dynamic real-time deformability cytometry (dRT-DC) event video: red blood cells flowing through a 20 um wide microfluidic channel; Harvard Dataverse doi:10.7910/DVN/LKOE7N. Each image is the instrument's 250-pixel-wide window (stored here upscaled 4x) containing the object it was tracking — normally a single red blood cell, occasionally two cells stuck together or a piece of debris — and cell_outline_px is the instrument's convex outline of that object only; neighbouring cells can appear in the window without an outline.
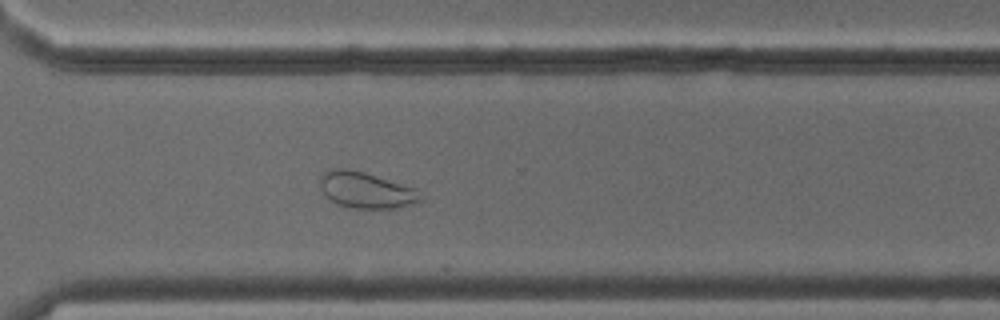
{"species": "common noctule bat (a hibernating species)", "species_latin": "Nyctalus noctula", "temperature_condition": "cold", "stored_images_in_passage": 51, "camera_frame_rate_fps": 3000, "um_per_image_px": 0.085, "animal": {"sex": "male", "body_mass_g": 18.8}, "frame": {"image": 1, "passage_image": 37, "time_ms": 12.0, "image_size_px": [1000, 320], "cell_outline_px": [[424, 196], [420, 200], [408, 204], [392, 208], [352, 208], [336, 204], [320, 188], [320, 176], [324, 172], [340, 168], [348, 168], [364, 172], [416, 188]], "centroid_in_image_um": [31.11, 16.15], "position_along_channel_um": 339.5, "area_um2": 20.87}, "authors_computed_cell_mechanics": {"area_um2": 26.01, "velocity_mm_per_s": 3.8555, "shape_relaxation_time_tau1_ms": null, "shape_relaxation_time_tau2_ms": 1.1038, "deformation_change_tau1": null, "deformation_change_tau2": 0.0614}}